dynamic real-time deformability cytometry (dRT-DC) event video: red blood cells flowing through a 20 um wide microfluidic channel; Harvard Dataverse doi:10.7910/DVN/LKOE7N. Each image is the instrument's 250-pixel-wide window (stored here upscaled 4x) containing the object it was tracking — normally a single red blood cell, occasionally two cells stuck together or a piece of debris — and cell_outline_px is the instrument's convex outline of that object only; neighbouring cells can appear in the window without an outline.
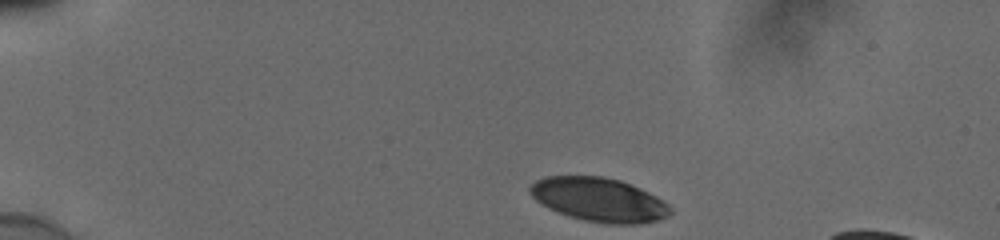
{"species": "human", "species_latin": "Homo sapiens", "temperature_condition": "cold", "stored_images_in_passage": 40, "camera_frame_rate_fps": 3000, "um_per_image_px": 0.085, "donor": {"sex": "male"}, "frame": {"image": 1, "passage_image": 1, "time_ms": 0.0, "image_size_px": [1000, 240], "cell_outline_px": [[672, 212], [668, 216], [660, 220], [640, 224], [608, 224], [584, 220], [568, 216], [556, 212], [540, 204], [528, 192], [528, 188], [536, 180], [544, 176], [604, 176], [620, 180], [640, 188], [664, 200], [672, 208]], "centroid_in_image_um": [50.92, 16.98], "position_along_channel_um": 34.1, "area_um2": 36.3}}
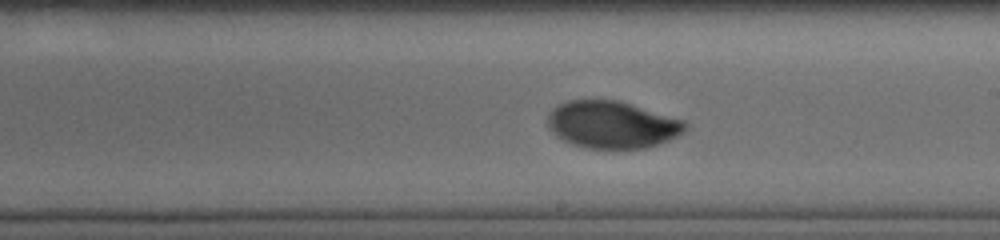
{"frame": {"image": 2, "passage_image": 23, "time_ms": 7.333, "image_size_px": [1000, 240], "cell_outline_px": [[688, 128], [684, 132], [660, 144], [644, 148], [584, 148], [572, 144], [556, 136], [548, 128], [548, 116], [552, 108], [556, 104], [568, 100], [620, 100], [684, 120], [688, 124]], "centroid_in_image_um": [52.02, 10.59], "position_along_channel_um": 237.0, "area_um2": 38.09}}
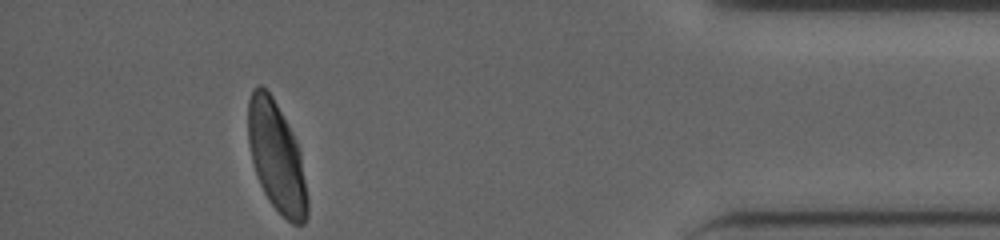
{"frame": {"image": 3, "passage_image": 40, "time_ms": 13.0, "image_size_px": [1000, 240], "cell_outline_px": [[308, 216], [304, 224], [292, 224], [268, 200], [256, 176], [248, 144], [248, 100], [252, 88], [256, 84], [260, 84], [272, 96], [300, 152], [308, 200]], "centroid_in_image_um": [23.48, 13.37], "position_along_channel_um": 411.7, "area_um2": 37.4}, "authors_computed_cell_mechanics": {"area_um2": 38.1191, "velocity_mm_per_s": 3.842, "shape_relaxation_time_tau1_ms": 3.9008, "shape_relaxation_time_tau2_ms": null, "deformation_change_tau1": 0.1636, "deformation_change_tau2": null}}